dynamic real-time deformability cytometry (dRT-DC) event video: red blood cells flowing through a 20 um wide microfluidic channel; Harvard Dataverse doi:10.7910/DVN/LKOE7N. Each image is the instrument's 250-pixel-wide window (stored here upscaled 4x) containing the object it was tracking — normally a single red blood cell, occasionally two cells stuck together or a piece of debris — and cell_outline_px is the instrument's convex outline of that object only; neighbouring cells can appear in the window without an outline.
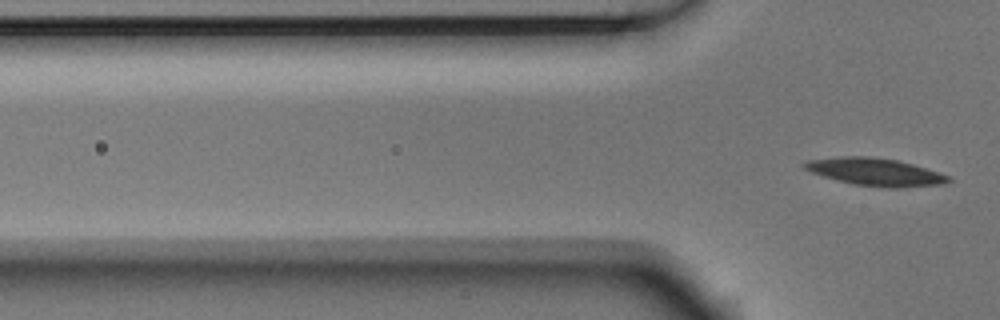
{"species": "Egyptian fruit bat (a non-hibernating species)", "species_latin": "Rousettus aegyptiacus", "temperature_condition": "room temperature", "stored_images_in_passage": 6, "segment_of_instrument_passage": [2, 2], "camera_frame_rate_fps": 3000, "um_per_image_px": 0.085, "animal": {"sex": "male"}, "frame": {"image": 1, "passage_image": 6, "time_ms": 1.667, "image_size_px": [1000, 320], "cell_outline_px": [[952, 180], [944, 184], [896, 188], [884, 188], [852, 184], [836, 180], [812, 172], [804, 168], [800, 164], [808, 160], [840, 156], [872, 156], [896, 160], [912, 164], [948, 176]], "centroid_in_image_um": [74.35, 14.61], "position_along_channel_um": 51.4, "area_um2": 23.06}}